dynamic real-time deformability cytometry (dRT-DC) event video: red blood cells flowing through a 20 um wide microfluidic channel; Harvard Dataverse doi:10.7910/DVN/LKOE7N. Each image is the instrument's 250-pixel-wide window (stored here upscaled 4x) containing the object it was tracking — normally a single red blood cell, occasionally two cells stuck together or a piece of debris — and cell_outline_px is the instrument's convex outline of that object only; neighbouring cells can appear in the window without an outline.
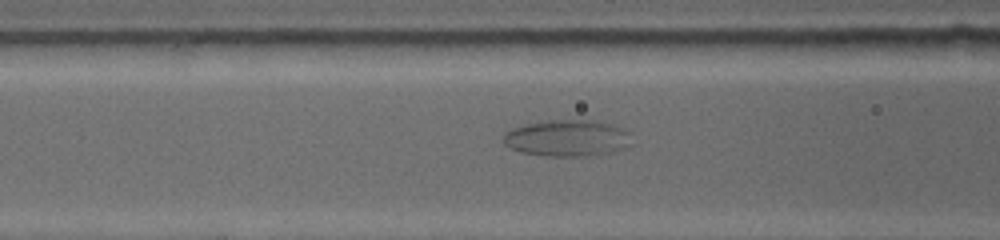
{"species": "common noctule bat (a hibernating species)", "species_latin": "Nyctalus noctula", "temperature_condition": "warm", "stored_images_in_passage": 56, "camera_frame_rate_fps": 4500, "um_per_image_px": 0.085, "animal": {"sex": "female", "body_mass_g": 19.0, "forearm_length_mm": 53.3}, "frame": {"image": 1, "passage_image": 11, "time_ms": 2.222, "image_size_px": [1000, 240], "cell_outline_px": [[628, 144], [624, 148], [612, 152], [592, 156], [544, 156], [520, 152], [508, 148], [504, 144], [504, 136], [508, 132], [516, 128], [528, 124], [564, 120], [588, 120], [608, 124], [620, 128], [628, 132]], "centroid_in_image_um": [48.19, 11.78], "position_along_channel_um": 118.4, "area_um2": 26.59}}
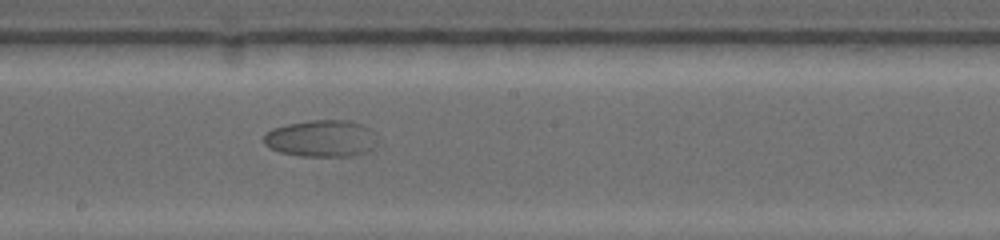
{"frame": {"image": 2, "passage_image": 25, "time_ms": 5.333, "image_size_px": [1000, 240], "cell_outline_px": [[372, 148], [368, 152], [356, 156], [296, 156], [280, 152], [268, 148], [264, 144], [264, 136], [272, 128], [288, 124], [316, 120], [344, 120], [360, 124], [368, 128]], "centroid_in_image_um": [27.2, 11.79], "position_along_channel_um": 221.0, "area_um2": 23.81}}
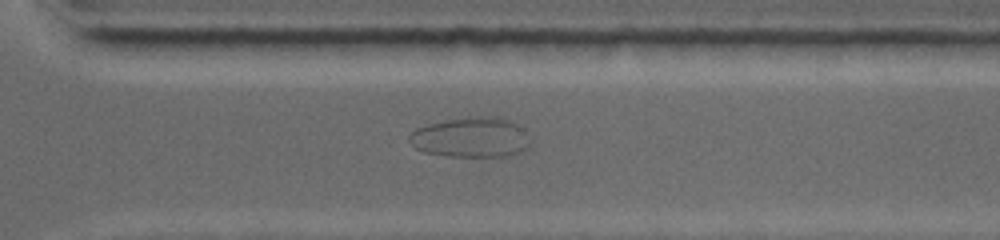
{"frame": {"image": 3, "passage_image": 40, "time_ms": 8.667, "image_size_px": [1000, 240], "cell_outline_px": [[532, 144], [528, 148], [520, 152], [508, 156], [448, 156], [424, 152], [416, 148], [408, 140], [408, 136], [416, 128], [428, 124], [468, 116], [500, 116], [516, 124], [520, 128]], "centroid_in_image_um": [40.02, 11.67], "position_along_channel_um": 330.6, "area_um2": 28.21}}